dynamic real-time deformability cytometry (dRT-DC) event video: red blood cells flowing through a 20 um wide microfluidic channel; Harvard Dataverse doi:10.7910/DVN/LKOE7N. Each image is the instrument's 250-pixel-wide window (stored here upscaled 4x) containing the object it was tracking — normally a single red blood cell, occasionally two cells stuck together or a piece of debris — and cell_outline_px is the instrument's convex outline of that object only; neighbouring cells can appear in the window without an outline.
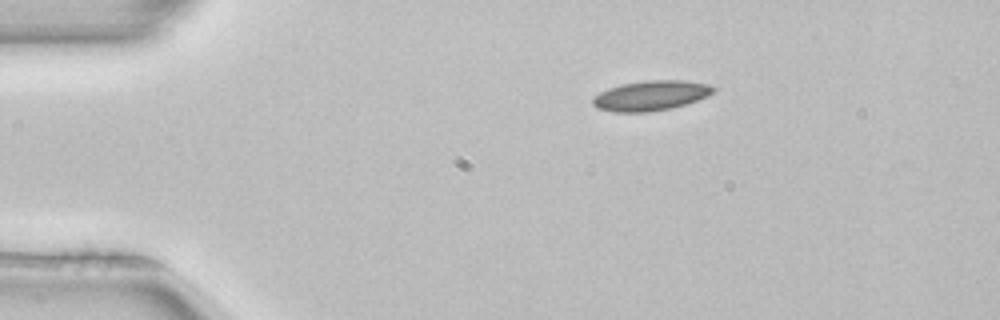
{"species": "common noctule bat (a hibernating species)", "species_latin": "Nyctalus noctula", "temperature_condition": "room temperature", "stored_images_in_passage": 43, "camera_frame_rate_fps": 3000, "um_per_image_px": 0.085, "animal": {"sex": "female", "body_mass_g": 22.7, "forearm_length_mm": 54.2}, "frame": {"image": 1, "passage_image": 1, "time_ms": 0.0, "image_size_px": [1000, 320], "cell_outline_px": [[716, 88], [708, 96], [672, 108], [648, 112], [616, 112], [596, 108], [592, 104], [592, 100], [600, 92], [608, 88], [620, 84], [648, 80], [684, 80], [708, 84]], "centroid_in_image_um": [55.3, 8.12], "position_along_channel_um": 29.7, "area_um2": 20.98}}
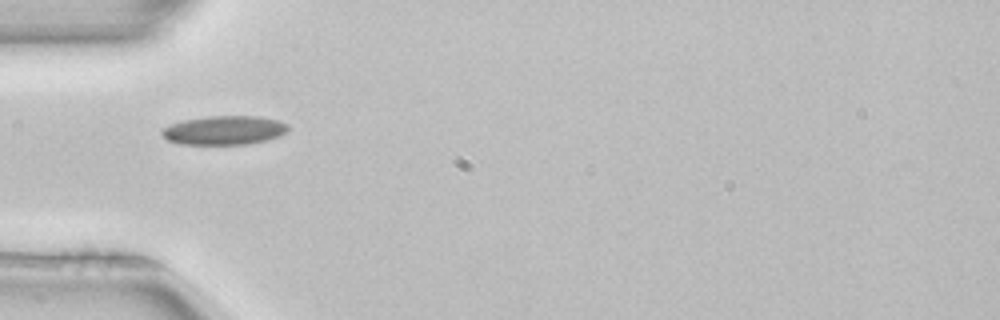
{"frame": {"image": 2, "passage_image": 8, "time_ms": 2.333, "image_size_px": [1000, 320], "cell_outline_px": [[288, 128], [284, 132], [276, 136], [264, 140], [248, 144], [180, 144], [168, 140], [160, 132], [164, 128], [172, 124], [184, 120], [208, 116], [260, 116], [280, 120], [288, 124]], "centroid_in_image_um": [19.06, 11.06], "position_along_channel_um": 65.9, "area_um2": 21.04}}
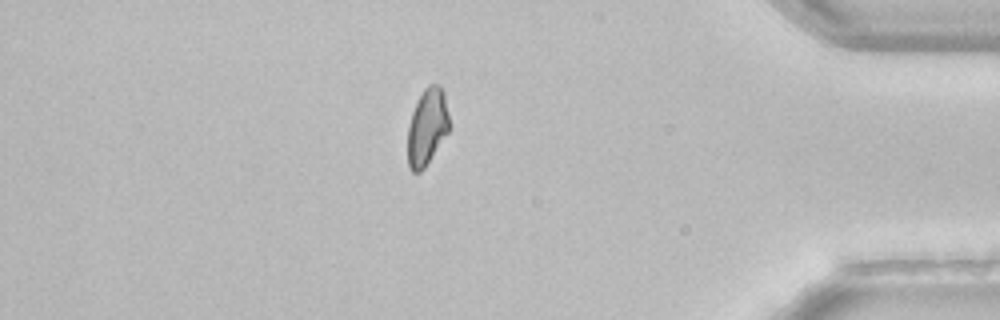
{"frame": {"image": 3, "passage_image": 36, "time_ms": 11.667, "image_size_px": [1000, 320], "cell_outline_px": [[448, 132], [424, 168], [420, 172], [412, 172], [408, 168], [408, 124], [412, 112], [424, 88], [428, 84], [440, 84], [444, 92], [448, 112]], "centroid_in_image_um": [36.29, 10.78], "position_along_channel_um": 398.9, "area_um2": 18.44}, "authors_computed_cell_mechanics": {"area_um2": 19.9988, "velocity_mm_per_s": 3.9729, "shape_relaxation_time_tau1_ms": 10.6546, "shape_relaxation_time_tau2_ms": null, "deformation_change_tau1": 0.1669, "deformation_change_tau2": null}}